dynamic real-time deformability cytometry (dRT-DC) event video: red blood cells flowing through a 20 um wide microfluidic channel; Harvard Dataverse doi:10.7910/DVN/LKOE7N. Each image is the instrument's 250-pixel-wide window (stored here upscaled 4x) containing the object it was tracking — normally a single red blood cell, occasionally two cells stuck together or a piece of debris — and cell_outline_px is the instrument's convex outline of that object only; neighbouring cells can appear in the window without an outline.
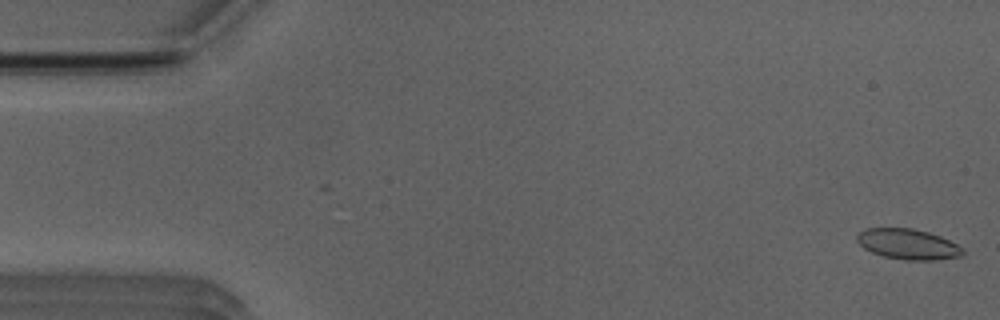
{"species": "Egyptian fruit bat (a non-hibernating species)", "species_latin": "Rousettus aegyptiacus", "temperature_condition": "room temperature", "stored_images_in_passage": 52, "camera_frame_rate_fps": 3000, "um_per_image_px": 0.085, "animal": {"sex": "male"}, "frame": {"image": 1, "passage_image": 1, "time_ms": 0.0, "image_size_px": [1000, 320], "cell_outline_px": [[964, 256], [936, 260], [904, 260], [884, 256], [872, 252], [864, 248], [856, 240], [856, 236], [864, 228], [912, 228], [928, 232], [940, 236], [964, 248]], "centroid_in_image_um": [77.19, 20.76], "position_along_channel_um": 7.8, "area_um2": 18.84}}
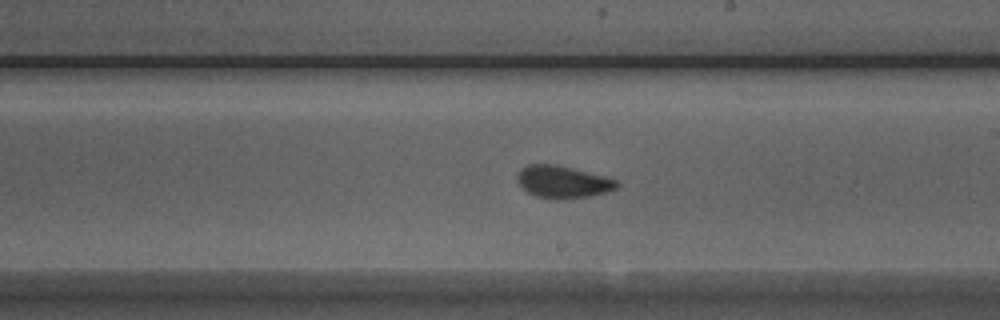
{"frame": {"image": 2, "passage_image": 29, "time_ms": 9.333, "image_size_px": [1000, 320], "cell_outline_px": [[620, 184], [616, 188], [604, 192], [588, 196], [560, 200], [556, 200], [536, 196], [528, 192], [516, 180], [516, 176], [528, 164], [556, 164], [604, 176], [616, 180]], "centroid_in_image_um": [47.83, 15.46], "position_along_channel_um": 241.2, "area_um2": 18.5}}
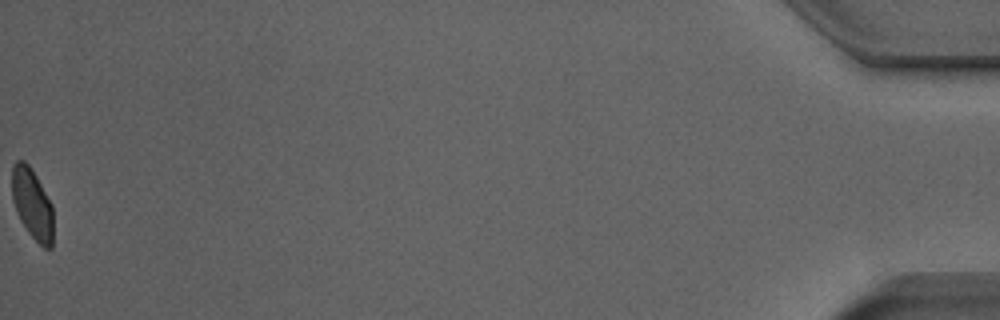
{"frame": {"image": 3, "passage_image": 52, "time_ms": 17.0, "image_size_px": [1000, 320], "cell_outline_px": [[52, 248], [44, 248], [28, 232], [20, 220], [12, 200], [12, 168], [16, 160], [24, 160], [28, 164], [36, 176], [52, 204]], "centroid_in_image_um": [2.73, 17.31], "position_along_channel_um": 432.5, "area_um2": 16.82}, "authors_computed_cell_mechanics": {"area_um2": 18.3804, "velocity_mm_per_s": 3.9244, "shape_relaxation_time_tau1_ms": 4.9431, "shape_relaxation_time_tau2_ms": 0.9796, "deformation_change_tau1": 0.1562, "deformation_change_tau2": 0.0747}}